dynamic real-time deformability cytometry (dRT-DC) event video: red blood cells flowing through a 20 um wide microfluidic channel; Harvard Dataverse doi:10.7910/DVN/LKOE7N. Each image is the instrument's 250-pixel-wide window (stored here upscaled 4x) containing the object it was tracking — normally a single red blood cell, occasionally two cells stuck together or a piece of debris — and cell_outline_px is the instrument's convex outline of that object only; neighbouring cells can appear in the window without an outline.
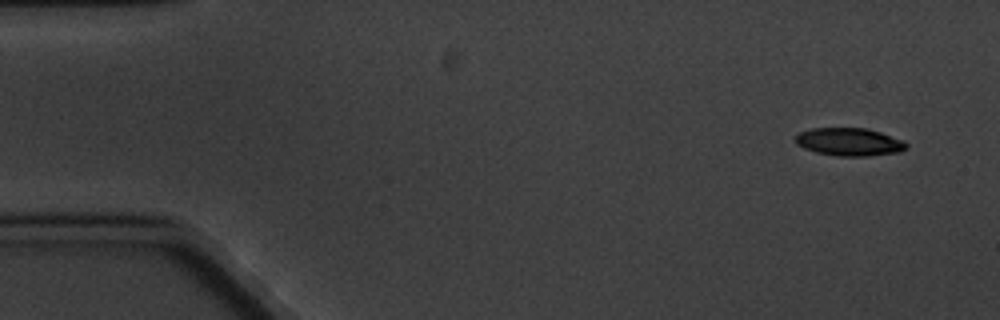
{"species": "common noctule bat (a hibernating species)", "species_latin": "Nyctalus noctula", "temperature_condition": "cold", "stored_images_in_passage": 5, "camera_frame_rate_fps": 3000, "um_per_image_px": 0.085, "animal": {"sex": "male", "body_mass_g": 20.1, "forearm_length_mm": 53.5}, "frame": {"image": 1, "passage_image": 1, "time_ms": 0.0, "image_size_px": [1000, 320], "cell_outline_px": [[908, 144], [900, 152], [868, 156], [836, 156], [816, 152], [804, 148], [796, 144], [796, 136], [800, 132], [812, 128], [868, 128], [904, 140]], "centroid_in_image_um": [72.2, 12.06], "position_along_channel_um": 12.8, "area_um2": 18.03}}
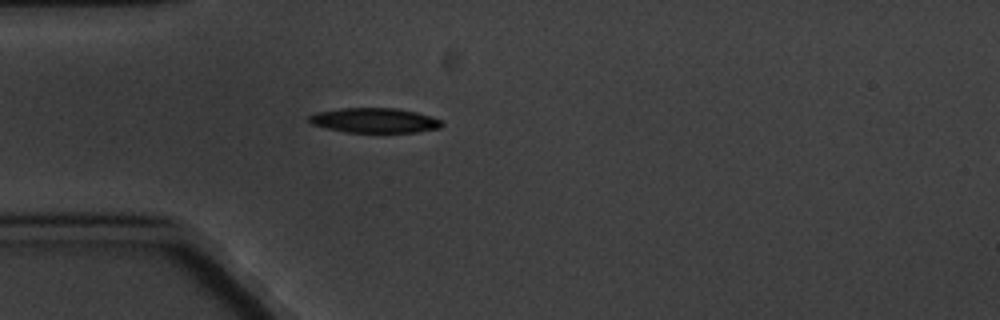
{"frame": {"image": 2, "passage_image": 5, "time_ms": 4.333, "image_size_px": [1000, 320], "cell_outline_px": [[444, 124], [440, 128], [416, 132], [344, 132], [312, 124], [308, 120], [308, 116], [316, 112], [340, 108], [396, 108], [416, 112], [432, 116], [440, 120]], "centroid_in_image_um": [31.84, 10.23], "position_along_channel_um": 53.2, "area_um2": 19.19}}